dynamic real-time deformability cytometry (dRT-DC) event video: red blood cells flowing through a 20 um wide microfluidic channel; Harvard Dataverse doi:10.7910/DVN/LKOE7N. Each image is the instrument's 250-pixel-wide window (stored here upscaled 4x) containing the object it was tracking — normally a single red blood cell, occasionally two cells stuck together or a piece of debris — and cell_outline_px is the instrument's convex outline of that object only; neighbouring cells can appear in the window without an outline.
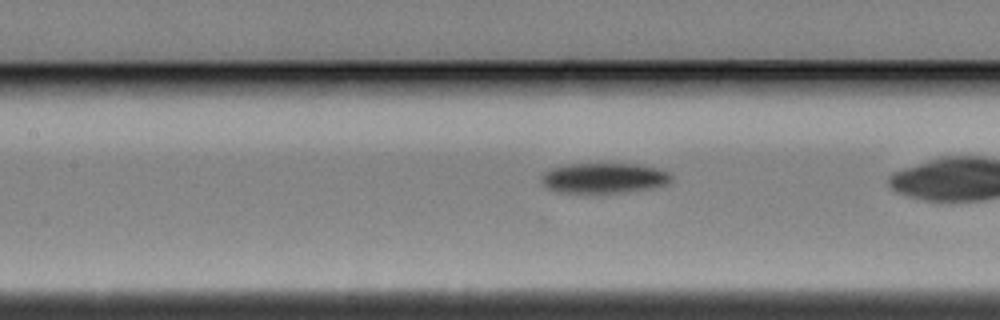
{"species": "Egyptian fruit bat (a non-hibernating species)", "species_latin": "Rousettus aegyptiacus", "temperature_condition": "cold", "stored_images_in_passage": 32, "camera_frame_rate_fps": 3000, "um_per_image_px": 0.085, "animal": {"sex": "female"}, "frame": {"image": 1, "passage_image": 12, "time_ms": 3.667, "image_size_px": [1000, 320], "cell_outline_px": [[672, 176], [664, 184], [648, 188], [624, 192], [592, 196], [556, 192], [548, 188], [540, 180], [540, 176], [548, 168], [568, 164], [636, 164], [656, 168], [668, 172]], "centroid_in_image_um": [51.2, 15.17], "position_along_channel_um": 156.2, "area_um2": 23.52}}